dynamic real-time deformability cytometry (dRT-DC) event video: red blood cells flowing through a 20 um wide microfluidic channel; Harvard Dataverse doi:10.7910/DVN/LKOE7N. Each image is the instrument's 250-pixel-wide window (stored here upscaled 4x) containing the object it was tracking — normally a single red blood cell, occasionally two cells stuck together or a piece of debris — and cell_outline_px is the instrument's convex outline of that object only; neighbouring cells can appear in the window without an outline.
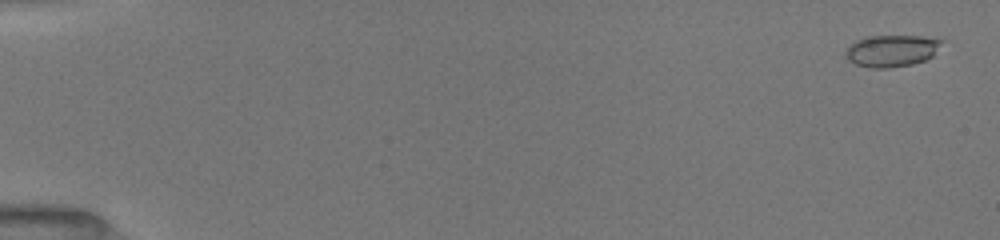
{"species": "common noctule bat (a hibernating species)", "species_latin": "Nyctalus noctula", "temperature_condition": "room temperature", "stored_images_in_passage": 7, "camera_frame_rate_fps": 3000, "um_per_image_px": 0.085, "animal": {"sex": "female", "body_mass_g": 19.5, "forearm_length_mm": 54.1}, "frame": {"image": 1, "passage_image": 1, "time_ms": 0.0, "image_size_px": [1000, 240], "cell_outline_px": [[944, 40], [932, 56], [924, 60], [912, 64], [888, 68], [868, 68], [856, 64], [848, 60], [844, 52], [856, 40], [868, 36], [920, 36]], "centroid_in_image_um": [75.77, 4.32], "position_along_channel_um": 9.2, "area_um2": 17.69}}
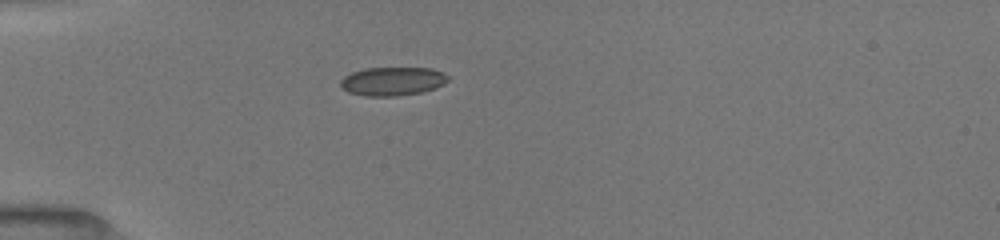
{"frame": {"image": 2, "passage_image": 7, "time_ms": 4.667, "image_size_px": [1000, 240], "cell_outline_px": [[448, 80], [444, 84], [420, 92], [396, 96], [364, 96], [348, 92], [340, 84], [340, 80], [344, 76], [352, 72], [364, 68], [432, 68], [444, 72], [448, 76]], "centroid_in_image_um": [33.35, 6.9], "position_along_channel_um": 51.6, "area_um2": 17.86}}